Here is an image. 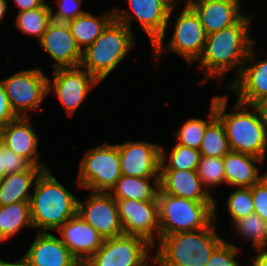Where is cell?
<instances>
[{
  "mask_svg": "<svg viewBox=\"0 0 267 266\" xmlns=\"http://www.w3.org/2000/svg\"><path fill=\"white\" fill-rule=\"evenodd\" d=\"M169 10H172L175 4H172L175 0H160Z\"/></svg>",
  "mask_w": 267,
  "mask_h": 266,
  "instance_id": "cell-46",
  "label": "cell"
},
{
  "mask_svg": "<svg viewBox=\"0 0 267 266\" xmlns=\"http://www.w3.org/2000/svg\"><path fill=\"white\" fill-rule=\"evenodd\" d=\"M189 3L190 0L176 20L174 34L168 49L180 54L190 63L198 60L201 56L207 34Z\"/></svg>",
  "mask_w": 267,
  "mask_h": 266,
  "instance_id": "cell-13",
  "label": "cell"
},
{
  "mask_svg": "<svg viewBox=\"0 0 267 266\" xmlns=\"http://www.w3.org/2000/svg\"><path fill=\"white\" fill-rule=\"evenodd\" d=\"M129 2L135 18L151 38L154 51L159 55L163 50L165 28L171 24L169 18L172 10H169L160 0H129Z\"/></svg>",
  "mask_w": 267,
  "mask_h": 266,
  "instance_id": "cell-18",
  "label": "cell"
},
{
  "mask_svg": "<svg viewBox=\"0 0 267 266\" xmlns=\"http://www.w3.org/2000/svg\"><path fill=\"white\" fill-rule=\"evenodd\" d=\"M13 112L38 109L48 93V78L41 70L20 71L1 81Z\"/></svg>",
  "mask_w": 267,
  "mask_h": 266,
  "instance_id": "cell-9",
  "label": "cell"
},
{
  "mask_svg": "<svg viewBox=\"0 0 267 266\" xmlns=\"http://www.w3.org/2000/svg\"><path fill=\"white\" fill-rule=\"evenodd\" d=\"M118 146L121 174L140 178L155 176L154 185L159 186L161 146L147 142L124 143Z\"/></svg>",
  "mask_w": 267,
  "mask_h": 266,
  "instance_id": "cell-12",
  "label": "cell"
},
{
  "mask_svg": "<svg viewBox=\"0 0 267 266\" xmlns=\"http://www.w3.org/2000/svg\"><path fill=\"white\" fill-rule=\"evenodd\" d=\"M77 214L103 239L123 235L118 205L111 192H93L86 204L78 200Z\"/></svg>",
  "mask_w": 267,
  "mask_h": 266,
  "instance_id": "cell-10",
  "label": "cell"
},
{
  "mask_svg": "<svg viewBox=\"0 0 267 266\" xmlns=\"http://www.w3.org/2000/svg\"><path fill=\"white\" fill-rule=\"evenodd\" d=\"M1 137H2V127L0 126V140H1Z\"/></svg>",
  "mask_w": 267,
  "mask_h": 266,
  "instance_id": "cell-47",
  "label": "cell"
},
{
  "mask_svg": "<svg viewBox=\"0 0 267 266\" xmlns=\"http://www.w3.org/2000/svg\"><path fill=\"white\" fill-rule=\"evenodd\" d=\"M34 195L30 198V216L33 227L43 230L59 228L77 215L78 199L69 193L48 169L37 177Z\"/></svg>",
  "mask_w": 267,
  "mask_h": 266,
  "instance_id": "cell-3",
  "label": "cell"
},
{
  "mask_svg": "<svg viewBox=\"0 0 267 266\" xmlns=\"http://www.w3.org/2000/svg\"><path fill=\"white\" fill-rule=\"evenodd\" d=\"M230 89L239 94L238 102L248 107L267 100V59L251 67H242L239 78Z\"/></svg>",
  "mask_w": 267,
  "mask_h": 266,
  "instance_id": "cell-22",
  "label": "cell"
},
{
  "mask_svg": "<svg viewBox=\"0 0 267 266\" xmlns=\"http://www.w3.org/2000/svg\"><path fill=\"white\" fill-rule=\"evenodd\" d=\"M119 163L116 145L106 144L88 151L80 164L78 186L92 192H110L122 176Z\"/></svg>",
  "mask_w": 267,
  "mask_h": 266,
  "instance_id": "cell-7",
  "label": "cell"
},
{
  "mask_svg": "<svg viewBox=\"0 0 267 266\" xmlns=\"http://www.w3.org/2000/svg\"><path fill=\"white\" fill-rule=\"evenodd\" d=\"M199 151L206 157H224L231 151L224 126L217 117L207 126Z\"/></svg>",
  "mask_w": 267,
  "mask_h": 266,
  "instance_id": "cell-28",
  "label": "cell"
},
{
  "mask_svg": "<svg viewBox=\"0 0 267 266\" xmlns=\"http://www.w3.org/2000/svg\"><path fill=\"white\" fill-rule=\"evenodd\" d=\"M0 266H32L28 259L24 256L21 260L15 263L4 262L0 260Z\"/></svg>",
  "mask_w": 267,
  "mask_h": 266,
  "instance_id": "cell-44",
  "label": "cell"
},
{
  "mask_svg": "<svg viewBox=\"0 0 267 266\" xmlns=\"http://www.w3.org/2000/svg\"><path fill=\"white\" fill-rule=\"evenodd\" d=\"M81 0H59V10L53 14L51 9V18L56 22L68 23L86 11L79 9Z\"/></svg>",
  "mask_w": 267,
  "mask_h": 266,
  "instance_id": "cell-37",
  "label": "cell"
},
{
  "mask_svg": "<svg viewBox=\"0 0 267 266\" xmlns=\"http://www.w3.org/2000/svg\"><path fill=\"white\" fill-rule=\"evenodd\" d=\"M226 100L227 96H215V112L224 126L230 150L264 160L267 138L257 112L253 114L245 110L248 105L237 102L235 111L238 112L226 114Z\"/></svg>",
  "mask_w": 267,
  "mask_h": 266,
  "instance_id": "cell-5",
  "label": "cell"
},
{
  "mask_svg": "<svg viewBox=\"0 0 267 266\" xmlns=\"http://www.w3.org/2000/svg\"><path fill=\"white\" fill-rule=\"evenodd\" d=\"M33 227L30 216V202H15L0 206V242L25 227Z\"/></svg>",
  "mask_w": 267,
  "mask_h": 266,
  "instance_id": "cell-27",
  "label": "cell"
},
{
  "mask_svg": "<svg viewBox=\"0 0 267 266\" xmlns=\"http://www.w3.org/2000/svg\"><path fill=\"white\" fill-rule=\"evenodd\" d=\"M149 178L122 175L111 189L115 199H133L138 201H157L159 186L156 189L148 183Z\"/></svg>",
  "mask_w": 267,
  "mask_h": 266,
  "instance_id": "cell-26",
  "label": "cell"
},
{
  "mask_svg": "<svg viewBox=\"0 0 267 266\" xmlns=\"http://www.w3.org/2000/svg\"><path fill=\"white\" fill-rule=\"evenodd\" d=\"M197 173L202 185L207 189L208 185H217L226 182L223 157L201 156L197 167Z\"/></svg>",
  "mask_w": 267,
  "mask_h": 266,
  "instance_id": "cell-33",
  "label": "cell"
},
{
  "mask_svg": "<svg viewBox=\"0 0 267 266\" xmlns=\"http://www.w3.org/2000/svg\"><path fill=\"white\" fill-rule=\"evenodd\" d=\"M228 208L233 222L254 213L251 187H240L228 199Z\"/></svg>",
  "mask_w": 267,
  "mask_h": 266,
  "instance_id": "cell-34",
  "label": "cell"
},
{
  "mask_svg": "<svg viewBox=\"0 0 267 266\" xmlns=\"http://www.w3.org/2000/svg\"><path fill=\"white\" fill-rule=\"evenodd\" d=\"M33 165L24 157L17 155L12 150L5 147V166L6 174L29 170Z\"/></svg>",
  "mask_w": 267,
  "mask_h": 266,
  "instance_id": "cell-38",
  "label": "cell"
},
{
  "mask_svg": "<svg viewBox=\"0 0 267 266\" xmlns=\"http://www.w3.org/2000/svg\"><path fill=\"white\" fill-rule=\"evenodd\" d=\"M51 21V8L47 3L39 8L19 12L16 18L17 27L21 31L35 35L39 40Z\"/></svg>",
  "mask_w": 267,
  "mask_h": 266,
  "instance_id": "cell-29",
  "label": "cell"
},
{
  "mask_svg": "<svg viewBox=\"0 0 267 266\" xmlns=\"http://www.w3.org/2000/svg\"><path fill=\"white\" fill-rule=\"evenodd\" d=\"M58 231L61 233L62 243L69 249L70 253L79 263H85L96 253L104 240L78 214L60 226Z\"/></svg>",
  "mask_w": 267,
  "mask_h": 266,
  "instance_id": "cell-16",
  "label": "cell"
},
{
  "mask_svg": "<svg viewBox=\"0 0 267 266\" xmlns=\"http://www.w3.org/2000/svg\"><path fill=\"white\" fill-rule=\"evenodd\" d=\"M262 160L250 154L230 151L223 157L226 183L236 187H252L267 174L259 177L258 168L254 164Z\"/></svg>",
  "mask_w": 267,
  "mask_h": 266,
  "instance_id": "cell-23",
  "label": "cell"
},
{
  "mask_svg": "<svg viewBox=\"0 0 267 266\" xmlns=\"http://www.w3.org/2000/svg\"><path fill=\"white\" fill-rule=\"evenodd\" d=\"M38 41L55 60V69L80 66L82 51L72 36L68 23L52 20Z\"/></svg>",
  "mask_w": 267,
  "mask_h": 266,
  "instance_id": "cell-15",
  "label": "cell"
},
{
  "mask_svg": "<svg viewBox=\"0 0 267 266\" xmlns=\"http://www.w3.org/2000/svg\"><path fill=\"white\" fill-rule=\"evenodd\" d=\"M7 3L5 0H0V21L6 14Z\"/></svg>",
  "mask_w": 267,
  "mask_h": 266,
  "instance_id": "cell-45",
  "label": "cell"
},
{
  "mask_svg": "<svg viewBox=\"0 0 267 266\" xmlns=\"http://www.w3.org/2000/svg\"><path fill=\"white\" fill-rule=\"evenodd\" d=\"M240 0H190L205 30L212 34L234 25L244 14L240 13Z\"/></svg>",
  "mask_w": 267,
  "mask_h": 266,
  "instance_id": "cell-17",
  "label": "cell"
},
{
  "mask_svg": "<svg viewBox=\"0 0 267 266\" xmlns=\"http://www.w3.org/2000/svg\"><path fill=\"white\" fill-rule=\"evenodd\" d=\"M208 227L195 231L178 232L159 238L160 249L154 262L161 266H206L214 250L224 241Z\"/></svg>",
  "mask_w": 267,
  "mask_h": 266,
  "instance_id": "cell-4",
  "label": "cell"
},
{
  "mask_svg": "<svg viewBox=\"0 0 267 266\" xmlns=\"http://www.w3.org/2000/svg\"><path fill=\"white\" fill-rule=\"evenodd\" d=\"M160 237L201 231L216 218L215 202H196L161 192L157 195Z\"/></svg>",
  "mask_w": 267,
  "mask_h": 266,
  "instance_id": "cell-6",
  "label": "cell"
},
{
  "mask_svg": "<svg viewBox=\"0 0 267 266\" xmlns=\"http://www.w3.org/2000/svg\"><path fill=\"white\" fill-rule=\"evenodd\" d=\"M251 107L257 111L260 123L267 138V100L252 104Z\"/></svg>",
  "mask_w": 267,
  "mask_h": 266,
  "instance_id": "cell-40",
  "label": "cell"
},
{
  "mask_svg": "<svg viewBox=\"0 0 267 266\" xmlns=\"http://www.w3.org/2000/svg\"><path fill=\"white\" fill-rule=\"evenodd\" d=\"M251 190L254 213L267 222V174Z\"/></svg>",
  "mask_w": 267,
  "mask_h": 266,
  "instance_id": "cell-36",
  "label": "cell"
},
{
  "mask_svg": "<svg viewBox=\"0 0 267 266\" xmlns=\"http://www.w3.org/2000/svg\"><path fill=\"white\" fill-rule=\"evenodd\" d=\"M112 11L111 14H105L100 18L93 16L89 12H85L74 20L68 22L72 36L81 51H83V45H85L84 49L89 47L115 18L114 9Z\"/></svg>",
  "mask_w": 267,
  "mask_h": 266,
  "instance_id": "cell-25",
  "label": "cell"
},
{
  "mask_svg": "<svg viewBox=\"0 0 267 266\" xmlns=\"http://www.w3.org/2000/svg\"><path fill=\"white\" fill-rule=\"evenodd\" d=\"M115 200L124 233L142 237L153 246V230L160 238L158 201Z\"/></svg>",
  "mask_w": 267,
  "mask_h": 266,
  "instance_id": "cell-11",
  "label": "cell"
},
{
  "mask_svg": "<svg viewBox=\"0 0 267 266\" xmlns=\"http://www.w3.org/2000/svg\"><path fill=\"white\" fill-rule=\"evenodd\" d=\"M5 146L2 139L0 140V180L6 175L5 170Z\"/></svg>",
  "mask_w": 267,
  "mask_h": 266,
  "instance_id": "cell-43",
  "label": "cell"
},
{
  "mask_svg": "<svg viewBox=\"0 0 267 266\" xmlns=\"http://www.w3.org/2000/svg\"><path fill=\"white\" fill-rule=\"evenodd\" d=\"M250 17L243 15L234 25L208 34L203 52L199 57L201 66L210 77H222L233 66H242L250 59H254L253 39L249 36Z\"/></svg>",
  "mask_w": 267,
  "mask_h": 266,
  "instance_id": "cell-1",
  "label": "cell"
},
{
  "mask_svg": "<svg viewBox=\"0 0 267 266\" xmlns=\"http://www.w3.org/2000/svg\"><path fill=\"white\" fill-rule=\"evenodd\" d=\"M263 247L258 249V255L255 258L252 266H267V250Z\"/></svg>",
  "mask_w": 267,
  "mask_h": 266,
  "instance_id": "cell-42",
  "label": "cell"
},
{
  "mask_svg": "<svg viewBox=\"0 0 267 266\" xmlns=\"http://www.w3.org/2000/svg\"><path fill=\"white\" fill-rule=\"evenodd\" d=\"M47 168L32 166L29 170L6 174L0 180V206L15 202H30L27 192L43 170Z\"/></svg>",
  "mask_w": 267,
  "mask_h": 266,
  "instance_id": "cell-24",
  "label": "cell"
},
{
  "mask_svg": "<svg viewBox=\"0 0 267 266\" xmlns=\"http://www.w3.org/2000/svg\"><path fill=\"white\" fill-rule=\"evenodd\" d=\"M16 118L18 116L13 112L5 89L0 81V126L3 128L7 123Z\"/></svg>",
  "mask_w": 267,
  "mask_h": 266,
  "instance_id": "cell-39",
  "label": "cell"
},
{
  "mask_svg": "<svg viewBox=\"0 0 267 266\" xmlns=\"http://www.w3.org/2000/svg\"><path fill=\"white\" fill-rule=\"evenodd\" d=\"M114 16L102 34L82 51L81 68H86L99 82L120 63L135 43L130 30L131 15L114 9Z\"/></svg>",
  "mask_w": 267,
  "mask_h": 266,
  "instance_id": "cell-2",
  "label": "cell"
},
{
  "mask_svg": "<svg viewBox=\"0 0 267 266\" xmlns=\"http://www.w3.org/2000/svg\"><path fill=\"white\" fill-rule=\"evenodd\" d=\"M7 123L2 128V142L5 147L27 159L33 166L42 167L38 162L37 145L38 138L28 123L26 113ZM41 164V165H40Z\"/></svg>",
  "mask_w": 267,
  "mask_h": 266,
  "instance_id": "cell-21",
  "label": "cell"
},
{
  "mask_svg": "<svg viewBox=\"0 0 267 266\" xmlns=\"http://www.w3.org/2000/svg\"><path fill=\"white\" fill-rule=\"evenodd\" d=\"M209 122L202 119H189L182 128L176 132L179 139L177 144H181L190 148L200 149L202 139L207 126L216 118L215 97L212 99L211 113L208 115Z\"/></svg>",
  "mask_w": 267,
  "mask_h": 266,
  "instance_id": "cell-31",
  "label": "cell"
},
{
  "mask_svg": "<svg viewBox=\"0 0 267 266\" xmlns=\"http://www.w3.org/2000/svg\"><path fill=\"white\" fill-rule=\"evenodd\" d=\"M161 147V170H197L201 159V153L198 149L190 148L177 144L170 153V162L165 164V153Z\"/></svg>",
  "mask_w": 267,
  "mask_h": 266,
  "instance_id": "cell-30",
  "label": "cell"
},
{
  "mask_svg": "<svg viewBox=\"0 0 267 266\" xmlns=\"http://www.w3.org/2000/svg\"><path fill=\"white\" fill-rule=\"evenodd\" d=\"M236 231L249 240L252 239L257 249L267 246V222L253 213L234 221Z\"/></svg>",
  "mask_w": 267,
  "mask_h": 266,
  "instance_id": "cell-32",
  "label": "cell"
},
{
  "mask_svg": "<svg viewBox=\"0 0 267 266\" xmlns=\"http://www.w3.org/2000/svg\"><path fill=\"white\" fill-rule=\"evenodd\" d=\"M201 185L196 170H160L159 172L161 192L196 202H214L210 192Z\"/></svg>",
  "mask_w": 267,
  "mask_h": 266,
  "instance_id": "cell-19",
  "label": "cell"
},
{
  "mask_svg": "<svg viewBox=\"0 0 267 266\" xmlns=\"http://www.w3.org/2000/svg\"><path fill=\"white\" fill-rule=\"evenodd\" d=\"M20 8L19 12L39 8L44 4L43 0H14Z\"/></svg>",
  "mask_w": 267,
  "mask_h": 266,
  "instance_id": "cell-41",
  "label": "cell"
},
{
  "mask_svg": "<svg viewBox=\"0 0 267 266\" xmlns=\"http://www.w3.org/2000/svg\"><path fill=\"white\" fill-rule=\"evenodd\" d=\"M77 266H87L85 263H79Z\"/></svg>",
  "mask_w": 267,
  "mask_h": 266,
  "instance_id": "cell-48",
  "label": "cell"
},
{
  "mask_svg": "<svg viewBox=\"0 0 267 266\" xmlns=\"http://www.w3.org/2000/svg\"><path fill=\"white\" fill-rule=\"evenodd\" d=\"M53 85L48 79V92L53 88L68 114H73L86 97L90 88L99 81L81 66L55 69Z\"/></svg>",
  "mask_w": 267,
  "mask_h": 266,
  "instance_id": "cell-14",
  "label": "cell"
},
{
  "mask_svg": "<svg viewBox=\"0 0 267 266\" xmlns=\"http://www.w3.org/2000/svg\"><path fill=\"white\" fill-rule=\"evenodd\" d=\"M142 237L123 234L104 239L100 249L86 262L87 266H146L147 246Z\"/></svg>",
  "mask_w": 267,
  "mask_h": 266,
  "instance_id": "cell-8",
  "label": "cell"
},
{
  "mask_svg": "<svg viewBox=\"0 0 267 266\" xmlns=\"http://www.w3.org/2000/svg\"><path fill=\"white\" fill-rule=\"evenodd\" d=\"M238 252L235 245L223 241L212 253L206 266H239L234 256Z\"/></svg>",
  "mask_w": 267,
  "mask_h": 266,
  "instance_id": "cell-35",
  "label": "cell"
},
{
  "mask_svg": "<svg viewBox=\"0 0 267 266\" xmlns=\"http://www.w3.org/2000/svg\"><path fill=\"white\" fill-rule=\"evenodd\" d=\"M25 257L32 266H77L79 262L62 243L48 232L38 233Z\"/></svg>",
  "mask_w": 267,
  "mask_h": 266,
  "instance_id": "cell-20",
  "label": "cell"
}]
</instances>
